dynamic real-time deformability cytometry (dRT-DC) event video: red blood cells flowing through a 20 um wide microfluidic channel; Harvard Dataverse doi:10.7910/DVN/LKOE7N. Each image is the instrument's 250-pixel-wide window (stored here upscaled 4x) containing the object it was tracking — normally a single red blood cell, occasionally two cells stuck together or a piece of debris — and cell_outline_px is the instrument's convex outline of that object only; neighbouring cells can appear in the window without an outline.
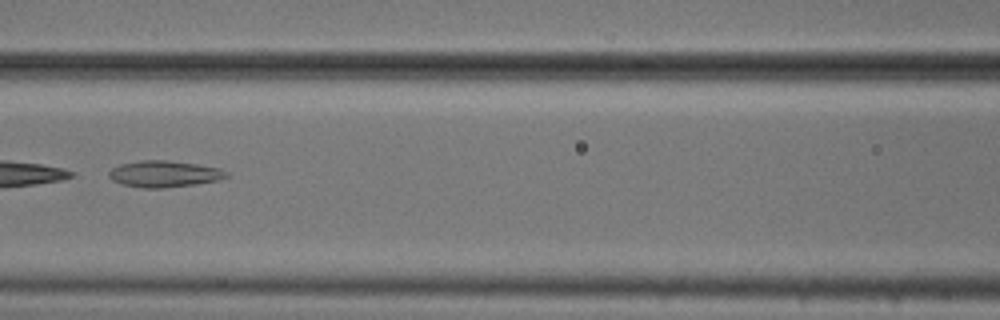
{"species": "common noctule bat (a hibernating species)", "species_latin": "Nyctalus noctula", "temperature_condition": "cold", "stored_images_in_passage": 9, "camera_frame_rate_fps": 3000, "um_per_image_px": 0.085, "animal": {"sex": "male", "body_mass_g": 20.5, "forearm_length_mm": 52.5}, "frame": {"image": 1, "passage_image": 7, "time_ms": 2.0, "image_size_px": [1000, 320], "cell_outline_px": [[228, 176], [216, 180], [196, 184], [164, 188], [140, 188], [120, 184], [112, 180], [108, 176], [108, 172], [112, 168], [120, 164], [140, 160], [168, 160], [196, 164], [220, 168], [228, 172]], "centroid_in_image_um": [13.91, 14.78], "position_along_channel_um": 152.7, "area_um2": 18.21}}
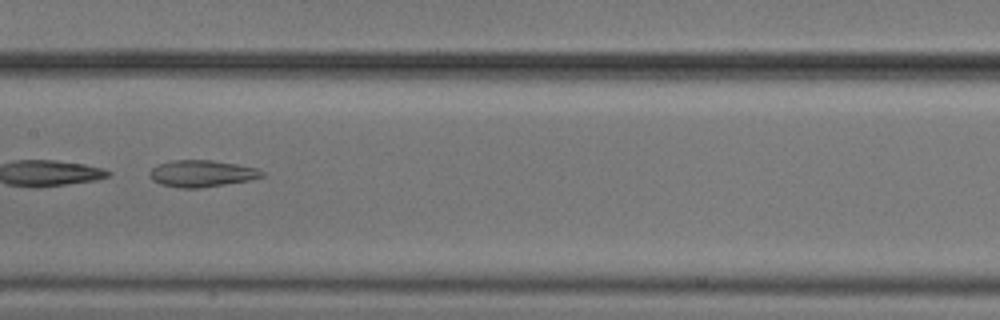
{"frame": {"image": 2, "passage_image": 8, "time_ms": 2.333, "image_size_px": [1000, 320], "cell_outline_px": [[264, 176], [248, 180], [200, 188], [180, 188], [160, 184], [152, 180], [148, 176], [148, 172], [156, 164], [172, 160], [212, 160], [236, 164], [256, 168], [264, 172]], "centroid_in_image_um": [17.08, 14.74], "position_along_channel_um": 190.3, "area_um2": 17.51}}
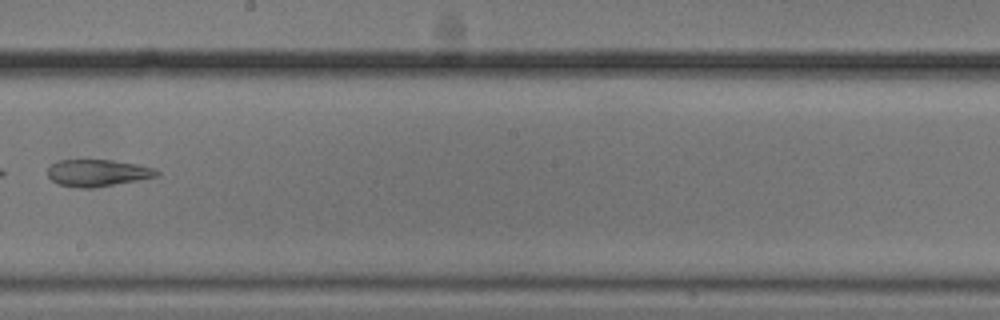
{"frame": {"image": 3, "passage_image": 9, "time_ms": 2.667, "image_size_px": [1000, 320], "cell_outline_px": [[160, 176], [92, 188], [84, 188], [60, 184], [52, 180], [48, 176], [48, 168], [56, 160], [112, 160], [136, 164], [156, 168], [160, 172]], "centroid_in_image_um": [8.33, 14.68], "position_along_channel_um": 239.9, "area_um2": 16.99}}